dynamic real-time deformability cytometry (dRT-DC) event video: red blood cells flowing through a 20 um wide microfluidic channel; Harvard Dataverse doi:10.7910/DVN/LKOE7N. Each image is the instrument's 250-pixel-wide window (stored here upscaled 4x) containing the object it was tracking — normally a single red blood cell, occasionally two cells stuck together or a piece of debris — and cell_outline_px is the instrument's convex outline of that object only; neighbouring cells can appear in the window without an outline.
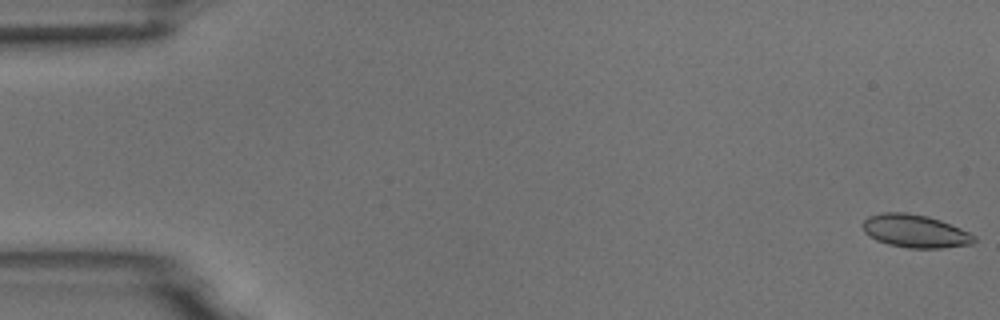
{"species": "common noctule bat (a hibernating species)", "species_latin": "Nyctalus noctula", "temperature_condition": "room temperature", "stored_images_in_passage": 55, "camera_frame_rate_fps": 3000, "um_per_image_px": 0.085, "animal": {"sex": "male", "body_mass_g": 18.8}, "frame": {"image": 1, "passage_image": 1, "time_ms": 0.0, "image_size_px": [1000, 320], "cell_outline_px": [[976, 240], [972, 244], [944, 248], [908, 248], [888, 244], [876, 240], [864, 232], [860, 224], [868, 216], [884, 212], [904, 212], [928, 216], [940, 220], [960, 228], [976, 236]], "centroid_in_image_um": [77.77, 19.64], "position_along_channel_um": 7.2, "area_um2": 21.56}}
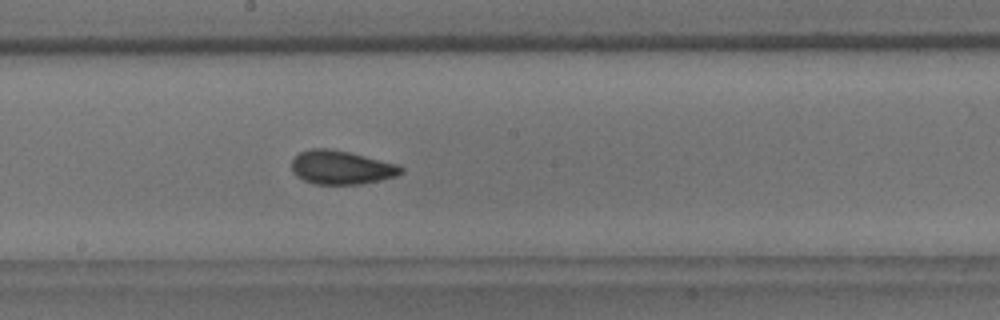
{"frame": {"image": 2, "passage_image": 30, "time_ms": 9.667, "image_size_px": [1000, 320], "cell_outline_px": [[404, 172], [396, 176], [380, 180], [360, 184], [316, 184], [304, 180], [296, 176], [292, 172], [292, 160], [300, 152], [312, 148], [328, 148], [348, 152], [400, 164], [404, 168]], "centroid_in_image_um": [29.04, 14.23], "position_along_channel_um": 219.2, "area_um2": 21.56}}
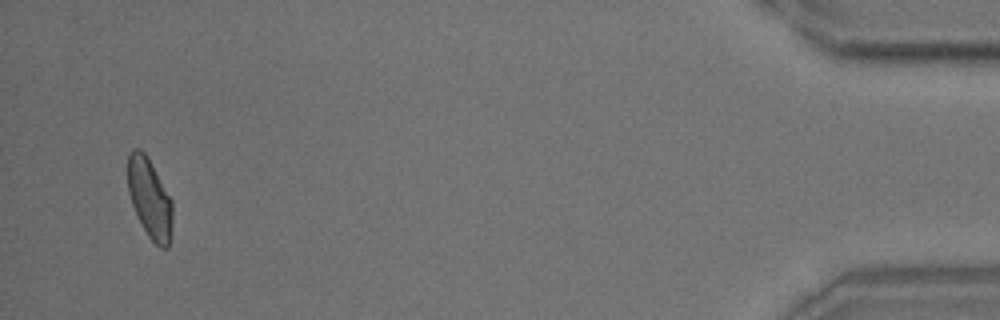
{"frame": {"image": 3, "passage_image": 53, "time_ms": 17.333, "image_size_px": [1000, 320], "cell_outline_px": [[172, 224], [168, 248], [160, 248], [148, 236], [132, 204], [128, 192], [128, 152], [132, 148], [140, 148], [144, 152], [172, 200]], "centroid_in_image_um": [12.72, 16.85], "position_along_channel_um": 422.5, "area_um2": 20.46}, "authors_computed_cell_mechanics": {"area_um2": 21.2126, "velocity_mm_per_s": 3.7004, "shape_relaxation_time_tau1_ms": 3.8346, "shape_relaxation_time_tau2_ms": 1.078, "deformation_change_tau1": 0.1104, "deformation_change_tau2": 0.0497}}